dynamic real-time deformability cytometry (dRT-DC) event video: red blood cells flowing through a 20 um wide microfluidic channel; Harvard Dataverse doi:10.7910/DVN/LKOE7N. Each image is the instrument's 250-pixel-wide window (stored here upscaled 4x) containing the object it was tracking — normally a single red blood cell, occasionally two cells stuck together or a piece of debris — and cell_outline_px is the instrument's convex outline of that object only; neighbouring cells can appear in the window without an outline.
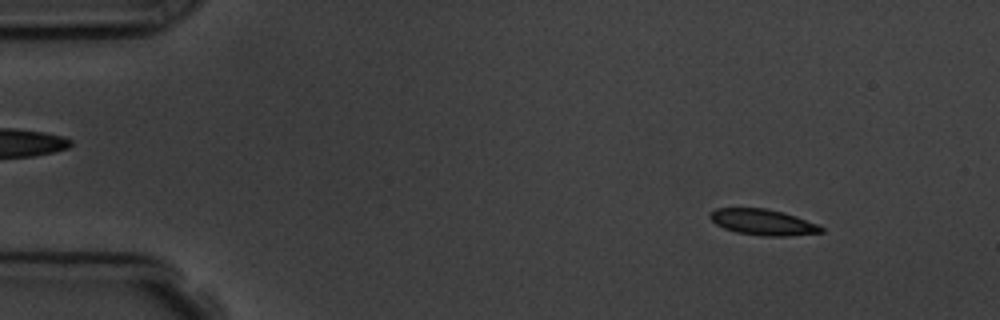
{"species": "common noctule bat (a hibernating species)", "species_latin": "Nyctalus noctula", "temperature_condition": "room temperature", "stored_images_in_passage": 9, "camera_frame_rate_fps": 3000, "um_per_image_px": 0.085, "animal": {"sex": "male", "body_mass_g": 19.5, "forearm_length_mm": 54.6}, "frame": {"image": 1, "passage_image": 1, "time_ms": 0.0, "image_size_px": [1000, 320], "cell_outline_px": [[824, 232], [792, 236], [764, 236], [736, 232], [724, 228], [716, 224], [708, 216], [708, 212], [716, 208], [764, 208], [784, 212], [820, 224], [824, 228]], "centroid_in_image_um": [64.88, 18.88], "position_along_channel_um": 20.1, "area_um2": 17.05}}
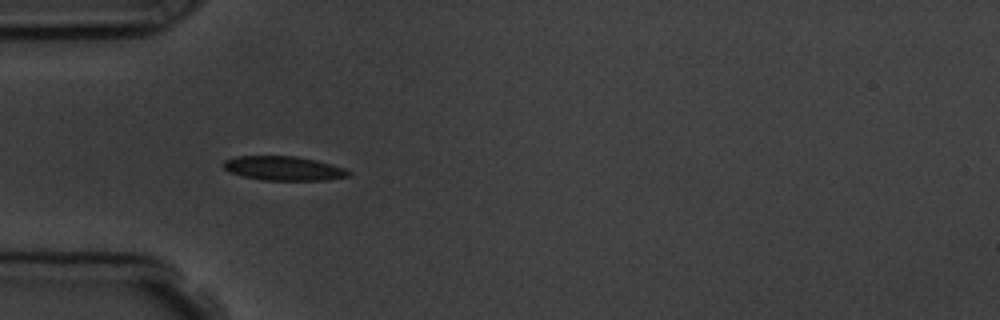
{"frame": {"image": 2, "passage_image": 4, "time_ms": 3.333, "image_size_px": [1000, 320], "cell_outline_px": [[352, 172], [348, 176], [324, 180], [264, 180], [244, 176], [228, 172], [220, 164], [224, 160], [236, 156], [296, 156], [316, 160], [344, 168]], "centroid_in_image_um": [24.06, 14.3], "position_along_channel_um": 60.9, "area_um2": 17.63}}
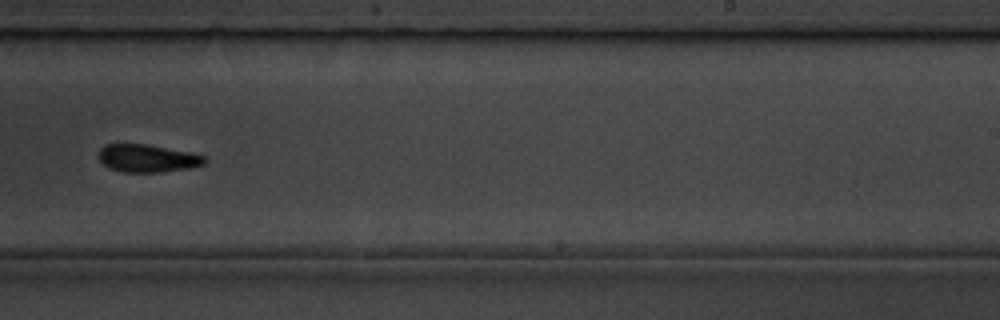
{"frame": {"image": 3, "passage_image": 9, "time_ms": 9.0, "image_size_px": [1000, 320], "cell_outline_px": [[208, 160], [204, 164], [188, 168], [160, 172], [120, 172], [108, 168], [100, 160], [100, 148], [104, 144], [148, 144], [192, 152], [204, 156]], "centroid_in_image_um": [12.55, 13.45], "position_along_channel_um": 276.5, "area_um2": 17.22}}